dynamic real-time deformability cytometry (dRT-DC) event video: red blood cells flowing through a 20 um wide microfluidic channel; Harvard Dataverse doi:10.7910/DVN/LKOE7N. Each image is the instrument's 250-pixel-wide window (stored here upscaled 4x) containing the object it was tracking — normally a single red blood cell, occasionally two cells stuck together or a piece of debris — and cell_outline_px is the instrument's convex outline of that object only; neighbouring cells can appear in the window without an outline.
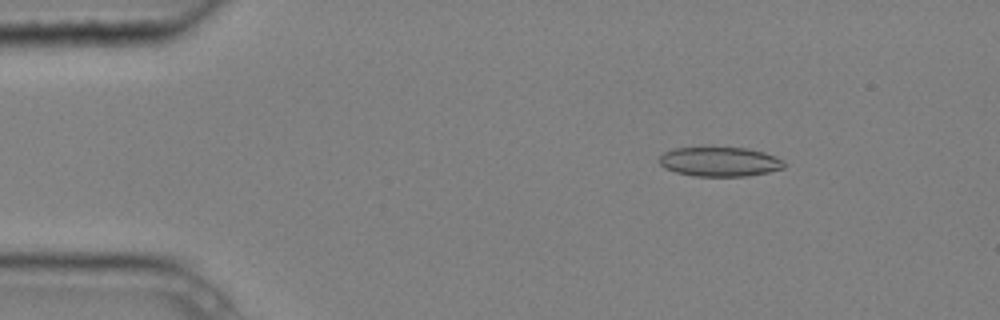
{"species": "common noctule bat (a hibernating species)", "species_latin": "Nyctalus noctula", "temperature_condition": "cold", "stored_images_in_passage": 5, "camera_frame_rate_fps": 3000, "um_per_image_px": 0.085, "animal": {"sex": "male", "body_mass_g": 20.4}, "frame": {"image": 1, "passage_image": 3, "time_ms": 0.667, "image_size_px": [1000, 320], "cell_outline_px": [[784, 168], [768, 172], [748, 176], [692, 176], [676, 172], [664, 168], [660, 164], [660, 156], [664, 152], [676, 148], [748, 148], [764, 152], [776, 156], [784, 160]], "centroid_in_image_um": [61.2, 13.75], "position_along_channel_um": 23.8, "area_um2": 21.39}}